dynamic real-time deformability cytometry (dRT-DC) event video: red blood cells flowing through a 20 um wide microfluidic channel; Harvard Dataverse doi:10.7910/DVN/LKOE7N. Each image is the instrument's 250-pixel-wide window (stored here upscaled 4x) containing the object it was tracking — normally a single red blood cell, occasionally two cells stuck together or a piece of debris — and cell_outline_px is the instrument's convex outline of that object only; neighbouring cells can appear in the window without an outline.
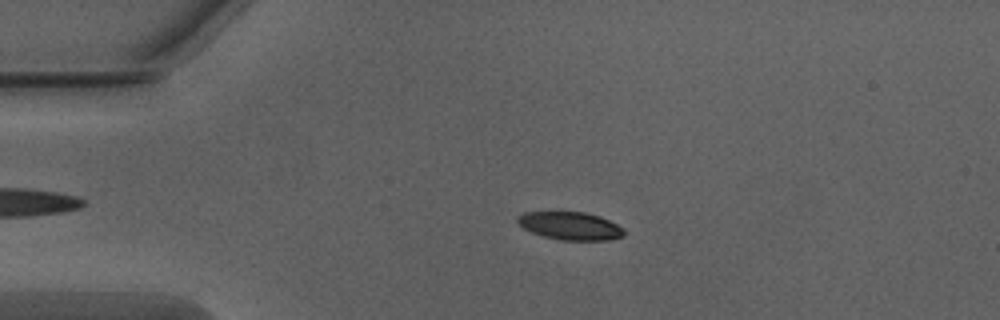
{"species": "Egyptian fruit bat (a non-hibernating species)", "species_latin": "Rousettus aegyptiacus", "temperature_condition": "warm", "stored_images_in_passage": 18, "camera_frame_rate_fps": 3000, "um_per_image_px": 0.085, "animal": {"sex": "male"}, "frame": {"image": 1, "passage_image": 11, "time_ms": 3.333, "image_size_px": [1000, 320], "cell_outline_px": [[624, 236], [608, 240], [560, 240], [544, 236], [532, 232], [524, 228], [516, 220], [516, 216], [524, 212], [584, 212], [600, 216], [624, 228]], "centroid_in_image_um": [48.47, 19.19], "position_along_channel_um": 36.5, "area_um2": 17.28}}
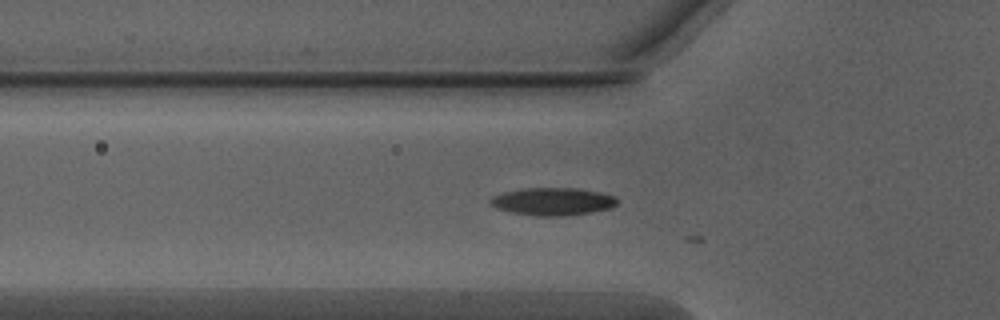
{"frame": {"image": 2, "passage_image": 17, "time_ms": 5.333, "image_size_px": [1000, 320], "cell_outline_px": [[620, 200], [612, 208], [592, 212], [568, 216], [536, 216], [508, 212], [496, 208], [488, 204], [488, 200], [492, 196], [504, 192], [520, 188], [576, 188], [600, 192], [616, 196]], "centroid_in_image_um": [46.97, 17.13], "position_along_channel_um": 78.8, "area_um2": 20.92}}